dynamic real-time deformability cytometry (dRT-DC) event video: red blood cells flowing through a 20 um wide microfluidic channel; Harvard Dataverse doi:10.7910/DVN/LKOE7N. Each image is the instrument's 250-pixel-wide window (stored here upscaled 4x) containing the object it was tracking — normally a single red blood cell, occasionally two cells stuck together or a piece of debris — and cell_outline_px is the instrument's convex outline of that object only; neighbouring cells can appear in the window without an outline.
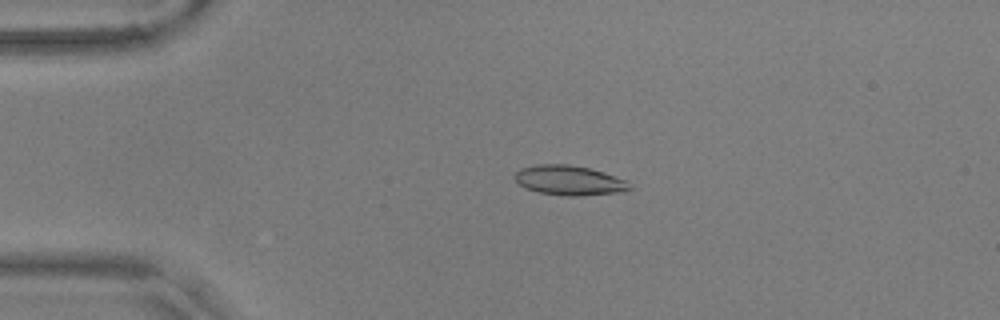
{"species": "common noctule bat (a hibernating species)", "species_latin": "Nyctalus noctula", "temperature_condition": "warm", "stored_images_in_passage": 55, "camera_frame_rate_fps": 3000, "um_per_image_px": 0.085, "animal": {"sex": "male", "body_mass_g": 17.9, "forearm_length_mm": 54.2}, "frame": {"image": 1, "passage_image": 12, "time_ms": 3.667, "image_size_px": [1000, 320], "cell_outline_px": [[632, 188], [624, 192], [580, 196], [568, 196], [540, 192], [528, 188], [520, 184], [516, 180], [516, 172], [520, 168], [536, 164], [568, 164], [588, 168], [604, 172], [628, 180]], "centroid_in_image_um": [48.46, 15.33], "position_along_channel_um": 36.5, "area_um2": 19.88}}
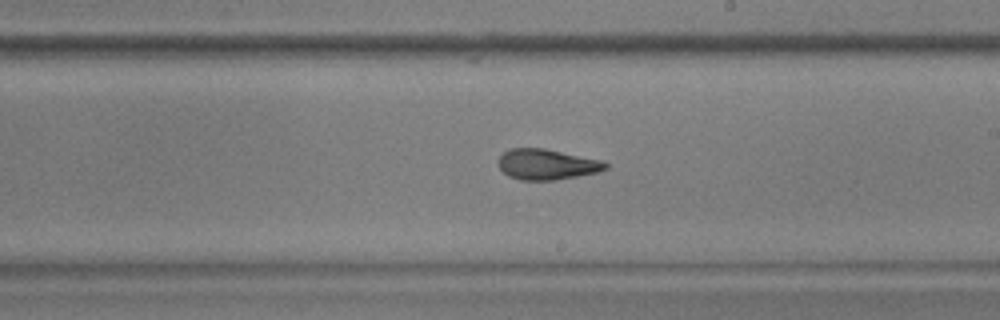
{"frame": {"image": 2, "passage_image": 32, "time_ms": 10.333, "image_size_px": [1000, 320], "cell_outline_px": [[608, 168], [600, 172], [556, 180], [520, 180], [508, 176], [500, 168], [500, 156], [508, 148], [544, 148], [600, 160], [608, 164]], "centroid_in_image_um": [46.49, 13.98], "position_along_channel_um": 242.5, "area_um2": 19.02}}
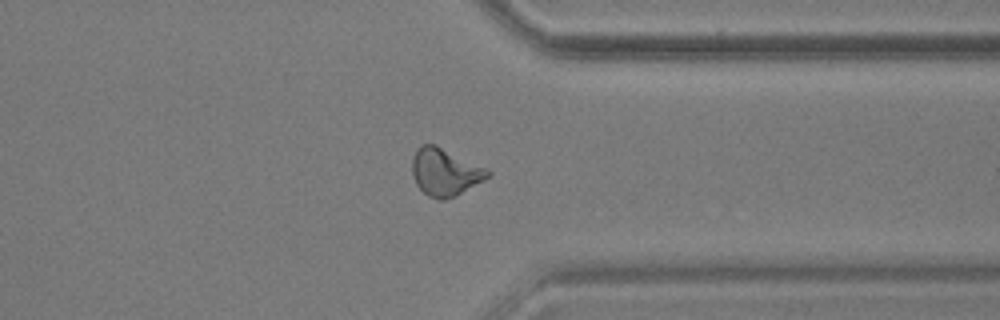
{"frame": {"image": 3, "passage_image": 43, "time_ms": 14.0, "image_size_px": [1000, 320], "cell_outline_px": [[492, 172], [484, 180], [456, 196], [444, 200], [440, 200], [428, 196], [416, 184], [412, 176], [412, 160], [416, 148], [420, 144], [436, 144], [488, 168]], "centroid_in_image_um": [37.82, 14.61], "position_along_channel_um": 373.6, "area_um2": 21.15}, "authors_computed_cell_mechanics": {"area_um2": 19.5364, "velocity_mm_per_s": 3.6374, "shape_relaxation_time_tau1_ms": null, "shape_relaxation_time_tau2_ms": 1.7938, "deformation_change_tau1": null, "deformation_change_tau2": 0.0877}}